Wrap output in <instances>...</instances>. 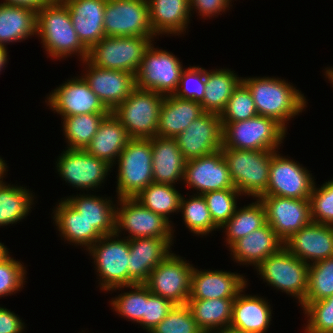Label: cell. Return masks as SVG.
<instances>
[{"instance_id": "47", "label": "cell", "mask_w": 333, "mask_h": 333, "mask_svg": "<svg viewBox=\"0 0 333 333\" xmlns=\"http://www.w3.org/2000/svg\"><path fill=\"white\" fill-rule=\"evenodd\" d=\"M10 252L0 261V298L14 295L25 285L24 263L11 257Z\"/></svg>"}, {"instance_id": "30", "label": "cell", "mask_w": 333, "mask_h": 333, "mask_svg": "<svg viewBox=\"0 0 333 333\" xmlns=\"http://www.w3.org/2000/svg\"><path fill=\"white\" fill-rule=\"evenodd\" d=\"M203 113L200 102L167 95L160 108L157 136L175 138Z\"/></svg>"}, {"instance_id": "49", "label": "cell", "mask_w": 333, "mask_h": 333, "mask_svg": "<svg viewBox=\"0 0 333 333\" xmlns=\"http://www.w3.org/2000/svg\"><path fill=\"white\" fill-rule=\"evenodd\" d=\"M206 87V69L199 66H190L184 69L180 76L179 86L175 96L187 100L201 102Z\"/></svg>"}, {"instance_id": "5", "label": "cell", "mask_w": 333, "mask_h": 333, "mask_svg": "<svg viewBox=\"0 0 333 333\" xmlns=\"http://www.w3.org/2000/svg\"><path fill=\"white\" fill-rule=\"evenodd\" d=\"M165 96L135 88L129 97L111 112L124 126L130 138L149 139L157 136L160 108Z\"/></svg>"}, {"instance_id": "12", "label": "cell", "mask_w": 333, "mask_h": 333, "mask_svg": "<svg viewBox=\"0 0 333 333\" xmlns=\"http://www.w3.org/2000/svg\"><path fill=\"white\" fill-rule=\"evenodd\" d=\"M193 269L194 265L185 258L170 252L152 270L145 285L152 294L166 298L175 305H185L190 296Z\"/></svg>"}, {"instance_id": "13", "label": "cell", "mask_w": 333, "mask_h": 333, "mask_svg": "<svg viewBox=\"0 0 333 333\" xmlns=\"http://www.w3.org/2000/svg\"><path fill=\"white\" fill-rule=\"evenodd\" d=\"M55 165L59 176L68 186L82 191L100 188L113 167L85 150L68 148L63 150Z\"/></svg>"}, {"instance_id": "6", "label": "cell", "mask_w": 333, "mask_h": 333, "mask_svg": "<svg viewBox=\"0 0 333 333\" xmlns=\"http://www.w3.org/2000/svg\"><path fill=\"white\" fill-rule=\"evenodd\" d=\"M116 162L113 166H118L117 199L134 198L142 189L153 183L150 139L131 138Z\"/></svg>"}, {"instance_id": "7", "label": "cell", "mask_w": 333, "mask_h": 333, "mask_svg": "<svg viewBox=\"0 0 333 333\" xmlns=\"http://www.w3.org/2000/svg\"><path fill=\"white\" fill-rule=\"evenodd\" d=\"M255 269L267 285L294 297L299 305L303 303L308 288L309 265L284 246Z\"/></svg>"}, {"instance_id": "34", "label": "cell", "mask_w": 333, "mask_h": 333, "mask_svg": "<svg viewBox=\"0 0 333 333\" xmlns=\"http://www.w3.org/2000/svg\"><path fill=\"white\" fill-rule=\"evenodd\" d=\"M235 71L227 69L206 70V87L203 100L200 102L204 112L221 114L234 90L242 82Z\"/></svg>"}, {"instance_id": "52", "label": "cell", "mask_w": 333, "mask_h": 333, "mask_svg": "<svg viewBox=\"0 0 333 333\" xmlns=\"http://www.w3.org/2000/svg\"><path fill=\"white\" fill-rule=\"evenodd\" d=\"M25 327L18 314L0 306V333H22L25 331Z\"/></svg>"}, {"instance_id": "57", "label": "cell", "mask_w": 333, "mask_h": 333, "mask_svg": "<svg viewBox=\"0 0 333 333\" xmlns=\"http://www.w3.org/2000/svg\"><path fill=\"white\" fill-rule=\"evenodd\" d=\"M9 248L0 242V261L9 253Z\"/></svg>"}, {"instance_id": "40", "label": "cell", "mask_w": 333, "mask_h": 333, "mask_svg": "<svg viewBox=\"0 0 333 333\" xmlns=\"http://www.w3.org/2000/svg\"><path fill=\"white\" fill-rule=\"evenodd\" d=\"M180 212L186 228L194 235L208 236L212 231L220 229L211 217L203 195L193 194L189 198L183 195L180 200Z\"/></svg>"}, {"instance_id": "36", "label": "cell", "mask_w": 333, "mask_h": 333, "mask_svg": "<svg viewBox=\"0 0 333 333\" xmlns=\"http://www.w3.org/2000/svg\"><path fill=\"white\" fill-rule=\"evenodd\" d=\"M33 193L25 186L0 182V227L17 224L31 213L35 204Z\"/></svg>"}, {"instance_id": "22", "label": "cell", "mask_w": 333, "mask_h": 333, "mask_svg": "<svg viewBox=\"0 0 333 333\" xmlns=\"http://www.w3.org/2000/svg\"><path fill=\"white\" fill-rule=\"evenodd\" d=\"M240 273L223 270L193 269L189 299L236 298L248 285Z\"/></svg>"}, {"instance_id": "39", "label": "cell", "mask_w": 333, "mask_h": 333, "mask_svg": "<svg viewBox=\"0 0 333 333\" xmlns=\"http://www.w3.org/2000/svg\"><path fill=\"white\" fill-rule=\"evenodd\" d=\"M108 113H89L62 117L63 135L68 149L85 150Z\"/></svg>"}, {"instance_id": "33", "label": "cell", "mask_w": 333, "mask_h": 333, "mask_svg": "<svg viewBox=\"0 0 333 333\" xmlns=\"http://www.w3.org/2000/svg\"><path fill=\"white\" fill-rule=\"evenodd\" d=\"M37 12L29 7L0 3V45L36 35Z\"/></svg>"}, {"instance_id": "56", "label": "cell", "mask_w": 333, "mask_h": 333, "mask_svg": "<svg viewBox=\"0 0 333 333\" xmlns=\"http://www.w3.org/2000/svg\"><path fill=\"white\" fill-rule=\"evenodd\" d=\"M324 73H325V78L326 79L328 78V81L333 85V67L330 68V66H329V67L325 68Z\"/></svg>"}, {"instance_id": "1", "label": "cell", "mask_w": 333, "mask_h": 333, "mask_svg": "<svg viewBox=\"0 0 333 333\" xmlns=\"http://www.w3.org/2000/svg\"><path fill=\"white\" fill-rule=\"evenodd\" d=\"M36 35L52 60L76 55L83 61L88 57L89 50L77 36L68 7L62 0H51L37 11Z\"/></svg>"}, {"instance_id": "35", "label": "cell", "mask_w": 333, "mask_h": 333, "mask_svg": "<svg viewBox=\"0 0 333 333\" xmlns=\"http://www.w3.org/2000/svg\"><path fill=\"white\" fill-rule=\"evenodd\" d=\"M235 298L189 299L187 306L203 333L230 327Z\"/></svg>"}, {"instance_id": "8", "label": "cell", "mask_w": 333, "mask_h": 333, "mask_svg": "<svg viewBox=\"0 0 333 333\" xmlns=\"http://www.w3.org/2000/svg\"><path fill=\"white\" fill-rule=\"evenodd\" d=\"M87 251L94 260L100 290L109 292L117 287L129 286L130 246L127 238L121 239V236L115 233L105 235Z\"/></svg>"}, {"instance_id": "44", "label": "cell", "mask_w": 333, "mask_h": 333, "mask_svg": "<svg viewBox=\"0 0 333 333\" xmlns=\"http://www.w3.org/2000/svg\"><path fill=\"white\" fill-rule=\"evenodd\" d=\"M302 310L307 318L305 333H333V295L307 303Z\"/></svg>"}, {"instance_id": "24", "label": "cell", "mask_w": 333, "mask_h": 333, "mask_svg": "<svg viewBox=\"0 0 333 333\" xmlns=\"http://www.w3.org/2000/svg\"><path fill=\"white\" fill-rule=\"evenodd\" d=\"M82 44L90 50L103 37L104 9L107 0H62Z\"/></svg>"}, {"instance_id": "28", "label": "cell", "mask_w": 333, "mask_h": 333, "mask_svg": "<svg viewBox=\"0 0 333 333\" xmlns=\"http://www.w3.org/2000/svg\"><path fill=\"white\" fill-rule=\"evenodd\" d=\"M149 20L153 33L162 35L181 36L188 30L190 23L189 0H147ZM167 34V35H166ZM172 34V35H171Z\"/></svg>"}, {"instance_id": "58", "label": "cell", "mask_w": 333, "mask_h": 333, "mask_svg": "<svg viewBox=\"0 0 333 333\" xmlns=\"http://www.w3.org/2000/svg\"><path fill=\"white\" fill-rule=\"evenodd\" d=\"M211 333H242L240 331H237L235 329H232V328H226V329H222V330H219V331H215V332H211Z\"/></svg>"}, {"instance_id": "10", "label": "cell", "mask_w": 333, "mask_h": 333, "mask_svg": "<svg viewBox=\"0 0 333 333\" xmlns=\"http://www.w3.org/2000/svg\"><path fill=\"white\" fill-rule=\"evenodd\" d=\"M185 68L173 53L155 48L154 42L145 50L139 70L136 87L150 90L164 96L174 94L179 86L180 76Z\"/></svg>"}, {"instance_id": "43", "label": "cell", "mask_w": 333, "mask_h": 333, "mask_svg": "<svg viewBox=\"0 0 333 333\" xmlns=\"http://www.w3.org/2000/svg\"><path fill=\"white\" fill-rule=\"evenodd\" d=\"M240 196L242 194L235 188L210 191L203 194L213 222L219 228L234 215L237 208V199Z\"/></svg>"}, {"instance_id": "45", "label": "cell", "mask_w": 333, "mask_h": 333, "mask_svg": "<svg viewBox=\"0 0 333 333\" xmlns=\"http://www.w3.org/2000/svg\"><path fill=\"white\" fill-rule=\"evenodd\" d=\"M257 110L248 87L241 82L220 114L221 122L244 121L257 116Z\"/></svg>"}, {"instance_id": "32", "label": "cell", "mask_w": 333, "mask_h": 333, "mask_svg": "<svg viewBox=\"0 0 333 333\" xmlns=\"http://www.w3.org/2000/svg\"><path fill=\"white\" fill-rule=\"evenodd\" d=\"M130 139L124 126L109 112L85 151L113 166Z\"/></svg>"}, {"instance_id": "20", "label": "cell", "mask_w": 333, "mask_h": 333, "mask_svg": "<svg viewBox=\"0 0 333 333\" xmlns=\"http://www.w3.org/2000/svg\"><path fill=\"white\" fill-rule=\"evenodd\" d=\"M185 186L196 190L193 194L203 195L210 191L235 188L222 150L186 161Z\"/></svg>"}, {"instance_id": "37", "label": "cell", "mask_w": 333, "mask_h": 333, "mask_svg": "<svg viewBox=\"0 0 333 333\" xmlns=\"http://www.w3.org/2000/svg\"><path fill=\"white\" fill-rule=\"evenodd\" d=\"M248 205L238 208L234 215L222 226L226 240L224 241L228 248L238 239L247 236L254 230L264 226L266 222V211L260 199H255Z\"/></svg>"}, {"instance_id": "18", "label": "cell", "mask_w": 333, "mask_h": 333, "mask_svg": "<svg viewBox=\"0 0 333 333\" xmlns=\"http://www.w3.org/2000/svg\"><path fill=\"white\" fill-rule=\"evenodd\" d=\"M47 106L62 117L109 113L81 76H75L52 90L45 100Z\"/></svg>"}, {"instance_id": "55", "label": "cell", "mask_w": 333, "mask_h": 333, "mask_svg": "<svg viewBox=\"0 0 333 333\" xmlns=\"http://www.w3.org/2000/svg\"><path fill=\"white\" fill-rule=\"evenodd\" d=\"M7 168H8L7 163L0 156V179H4L5 178V176L7 174V171H8Z\"/></svg>"}, {"instance_id": "23", "label": "cell", "mask_w": 333, "mask_h": 333, "mask_svg": "<svg viewBox=\"0 0 333 333\" xmlns=\"http://www.w3.org/2000/svg\"><path fill=\"white\" fill-rule=\"evenodd\" d=\"M129 246V286L145 284L152 270L173 252V245L166 238H132Z\"/></svg>"}, {"instance_id": "11", "label": "cell", "mask_w": 333, "mask_h": 333, "mask_svg": "<svg viewBox=\"0 0 333 333\" xmlns=\"http://www.w3.org/2000/svg\"><path fill=\"white\" fill-rule=\"evenodd\" d=\"M117 201V202H116ZM116 205L115 234L127 231L124 238H166L174 243L173 225L159 214L143 207L134 198H118ZM119 206V207H118Z\"/></svg>"}, {"instance_id": "41", "label": "cell", "mask_w": 333, "mask_h": 333, "mask_svg": "<svg viewBox=\"0 0 333 333\" xmlns=\"http://www.w3.org/2000/svg\"><path fill=\"white\" fill-rule=\"evenodd\" d=\"M333 295V257L309 265L308 288L301 309L310 302Z\"/></svg>"}, {"instance_id": "53", "label": "cell", "mask_w": 333, "mask_h": 333, "mask_svg": "<svg viewBox=\"0 0 333 333\" xmlns=\"http://www.w3.org/2000/svg\"><path fill=\"white\" fill-rule=\"evenodd\" d=\"M50 1L51 0H3L1 3L29 7L37 12L42 6Z\"/></svg>"}, {"instance_id": "29", "label": "cell", "mask_w": 333, "mask_h": 333, "mask_svg": "<svg viewBox=\"0 0 333 333\" xmlns=\"http://www.w3.org/2000/svg\"><path fill=\"white\" fill-rule=\"evenodd\" d=\"M60 200L52 210V218L61 240L64 239L70 245L80 246L86 248L84 250H88L102 235L64 198Z\"/></svg>"}, {"instance_id": "25", "label": "cell", "mask_w": 333, "mask_h": 333, "mask_svg": "<svg viewBox=\"0 0 333 333\" xmlns=\"http://www.w3.org/2000/svg\"><path fill=\"white\" fill-rule=\"evenodd\" d=\"M247 287L233 301L230 328L242 333H266L272 321L271 304L266 297L244 294Z\"/></svg>"}, {"instance_id": "51", "label": "cell", "mask_w": 333, "mask_h": 333, "mask_svg": "<svg viewBox=\"0 0 333 333\" xmlns=\"http://www.w3.org/2000/svg\"><path fill=\"white\" fill-rule=\"evenodd\" d=\"M189 2L190 13L196 11L204 19L218 17L221 13L230 10L229 8L232 6V0H189Z\"/></svg>"}, {"instance_id": "16", "label": "cell", "mask_w": 333, "mask_h": 333, "mask_svg": "<svg viewBox=\"0 0 333 333\" xmlns=\"http://www.w3.org/2000/svg\"><path fill=\"white\" fill-rule=\"evenodd\" d=\"M260 201L266 211V222L285 242L311 220L310 199H295L262 195Z\"/></svg>"}, {"instance_id": "27", "label": "cell", "mask_w": 333, "mask_h": 333, "mask_svg": "<svg viewBox=\"0 0 333 333\" xmlns=\"http://www.w3.org/2000/svg\"><path fill=\"white\" fill-rule=\"evenodd\" d=\"M152 145L153 183L174 185L184 180L186 159L175 138L155 136Z\"/></svg>"}, {"instance_id": "48", "label": "cell", "mask_w": 333, "mask_h": 333, "mask_svg": "<svg viewBox=\"0 0 333 333\" xmlns=\"http://www.w3.org/2000/svg\"><path fill=\"white\" fill-rule=\"evenodd\" d=\"M311 220L333 225V178L317 188L314 184L310 195Z\"/></svg>"}, {"instance_id": "3", "label": "cell", "mask_w": 333, "mask_h": 333, "mask_svg": "<svg viewBox=\"0 0 333 333\" xmlns=\"http://www.w3.org/2000/svg\"><path fill=\"white\" fill-rule=\"evenodd\" d=\"M222 149L278 151L287 130L275 119L257 115L253 118L221 122Z\"/></svg>"}, {"instance_id": "19", "label": "cell", "mask_w": 333, "mask_h": 333, "mask_svg": "<svg viewBox=\"0 0 333 333\" xmlns=\"http://www.w3.org/2000/svg\"><path fill=\"white\" fill-rule=\"evenodd\" d=\"M223 127L219 114L204 112L175 139L186 160L213 154L222 149Z\"/></svg>"}, {"instance_id": "46", "label": "cell", "mask_w": 333, "mask_h": 333, "mask_svg": "<svg viewBox=\"0 0 333 333\" xmlns=\"http://www.w3.org/2000/svg\"><path fill=\"white\" fill-rule=\"evenodd\" d=\"M150 333H203L185 305H175L167 316Z\"/></svg>"}, {"instance_id": "38", "label": "cell", "mask_w": 333, "mask_h": 333, "mask_svg": "<svg viewBox=\"0 0 333 333\" xmlns=\"http://www.w3.org/2000/svg\"><path fill=\"white\" fill-rule=\"evenodd\" d=\"M181 196L175 185L151 183L134 196V199L173 225L169 217L172 213L180 212Z\"/></svg>"}, {"instance_id": "4", "label": "cell", "mask_w": 333, "mask_h": 333, "mask_svg": "<svg viewBox=\"0 0 333 333\" xmlns=\"http://www.w3.org/2000/svg\"><path fill=\"white\" fill-rule=\"evenodd\" d=\"M231 179L242 196L259 199L265 194L268 181L272 150L221 149Z\"/></svg>"}, {"instance_id": "2", "label": "cell", "mask_w": 333, "mask_h": 333, "mask_svg": "<svg viewBox=\"0 0 333 333\" xmlns=\"http://www.w3.org/2000/svg\"><path fill=\"white\" fill-rule=\"evenodd\" d=\"M242 82L250 90L258 115L275 119L286 130L287 124L307 107L299 89L279 77H245Z\"/></svg>"}, {"instance_id": "9", "label": "cell", "mask_w": 333, "mask_h": 333, "mask_svg": "<svg viewBox=\"0 0 333 333\" xmlns=\"http://www.w3.org/2000/svg\"><path fill=\"white\" fill-rule=\"evenodd\" d=\"M157 36L103 37L90 50L87 60L95 66L136 75L143 55Z\"/></svg>"}, {"instance_id": "14", "label": "cell", "mask_w": 333, "mask_h": 333, "mask_svg": "<svg viewBox=\"0 0 333 333\" xmlns=\"http://www.w3.org/2000/svg\"><path fill=\"white\" fill-rule=\"evenodd\" d=\"M105 37L156 36L149 20L147 0H107Z\"/></svg>"}, {"instance_id": "26", "label": "cell", "mask_w": 333, "mask_h": 333, "mask_svg": "<svg viewBox=\"0 0 333 333\" xmlns=\"http://www.w3.org/2000/svg\"><path fill=\"white\" fill-rule=\"evenodd\" d=\"M284 246V242L277 236L273 228L266 223L247 236L235 241L230 247L232 260L239 265L256 267L268 256L275 254Z\"/></svg>"}, {"instance_id": "31", "label": "cell", "mask_w": 333, "mask_h": 333, "mask_svg": "<svg viewBox=\"0 0 333 333\" xmlns=\"http://www.w3.org/2000/svg\"><path fill=\"white\" fill-rule=\"evenodd\" d=\"M111 197L77 194L64 199L102 235L115 233L116 205Z\"/></svg>"}, {"instance_id": "21", "label": "cell", "mask_w": 333, "mask_h": 333, "mask_svg": "<svg viewBox=\"0 0 333 333\" xmlns=\"http://www.w3.org/2000/svg\"><path fill=\"white\" fill-rule=\"evenodd\" d=\"M284 247L308 265L333 257V225L311 221L288 238Z\"/></svg>"}, {"instance_id": "50", "label": "cell", "mask_w": 333, "mask_h": 333, "mask_svg": "<svg viewBox=\"0 0 333 333\" xmlns=\"http://www.w3.org/2000/svg\"><path fill=\"white\" fill-rule=\"evenodd\" d=\"M175 304L161 296L154 295L145 285V309L142 321L139 323L143 330L150 331L157 326L173 309Z\"/></svg>"}, {"instance_id": "15", "label": "cell", "mask_w": 333, "mask_h": 333, "mask_svg": "<svg viewBox=\"0 0 333 333\" xmlns=\"http://www.w3.org/2000/svg\"><path fill=\"white\" fill-rule=\"evenodd\" d=\"M279 153L276 151L272 155L268 187L264 195L310 199L316 182L311 171L298 161Z\"/></svg>"}, {"instance_id": "54", "label": "cell", "mask_w": 333, "mask_h": 333, "mask_svg": "<svg viewBox=\"0 0 333 333\" xmlns=\"http://www.w3.org/2000/svg\"><path fill=\"white\" fill-rule=\"evenodd\" d=\"M6 46L0 45V73L4 68L6 67L5 65L7 64L8 61V52H7Z\"/></svg>"}, {"instance_id": "42", "label": "cell", "mask_w": 333, "mask_h": 333, "mask_svg": "<svg viewBox=\"0 0 333 333\" xmlns=\"http://www.w3.org/2000/svg\"><path fill=\"white\" fill-rule=\"evenodd\" d=\"M124 288H130L131 290L121 292L117 297L112 298L110 302L111 309L127 321L139 324L142 321L145 309V284L121 286L110 291H121L125 290Z\"/></svg>"}, {"instance_id": "17", "label": "cell", "mask_w": 333, "mask_h": 333, "mask_svg": "<svg viewBox=\"0 0 333 333\" xmlns=\"http://www.w3.org/2000/svg\"><path fill=\"white\" fill-rule=\"evenodd\" d=\"M81 63L86 69L81 77L110 112L136 88V78L132 73L101 68L87 59Z\"/></svg>"}]
</instances>
